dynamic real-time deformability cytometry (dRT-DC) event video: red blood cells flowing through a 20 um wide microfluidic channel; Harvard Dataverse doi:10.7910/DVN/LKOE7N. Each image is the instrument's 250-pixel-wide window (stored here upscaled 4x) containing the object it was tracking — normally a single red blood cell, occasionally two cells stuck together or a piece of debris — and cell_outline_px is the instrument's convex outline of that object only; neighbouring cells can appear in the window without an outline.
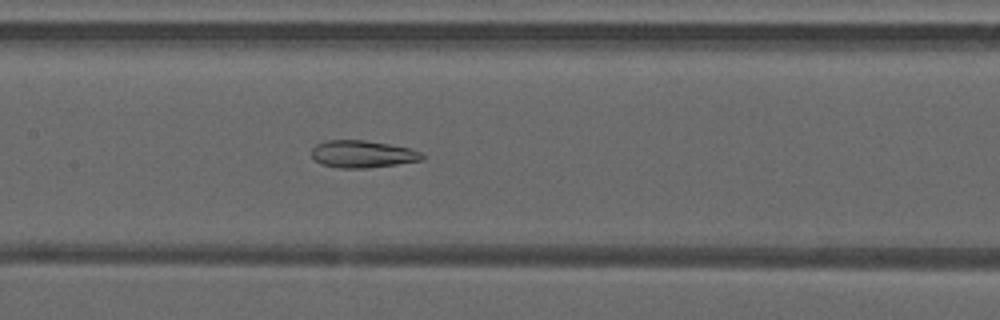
{"species": "common noctule bat (a hibernating species)", "species_latin": "Nyctalus noctula", "temperature_condition": "warm", "stored_images_in_passage": 48, "camera_frame_rate_fps": 3000, "um_per_image_px": 0.085, "animal": {"sex": "male", "forearm_length_mm": 52.5}, "frame": {"image": 1, "passage_image": 23, "time_ms": 7.333, "image_size_px": [1000, 320], "cell_outline_px": [[424, 160], [368, 168], [340, 168], [320, 164], [312, 156], [312, 148], [316, 144], [328, 140], [364, 140], [412, 148], [420, 152], [424, 156]], "centroid_in_image_um": [30.82, 13.1], "position_along_channel_um": 176.6, "area_um2": 17.57}}
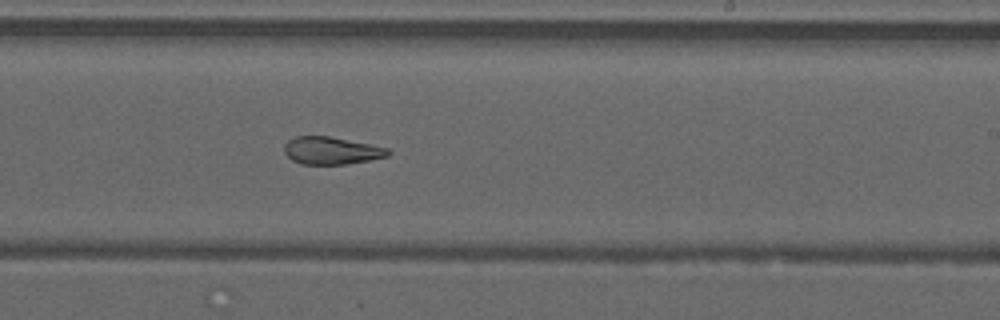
{"frame": {"image": 2, "passage_image": 29, "time_ms": 9.333, "image_size_px": [1000, 320], "cell_outline_px": [[392, 152], [388, 156], [368, 160], [344, 164], [300, 164], [292, 160], [284, 152], [284, 144], [288, 140], [296, 136], [328, 136], [388, 148]], "centroid_in_image_um": [28.14, 12.8], "position_along_channel_um": 260.9, "area_um2": 16.47}}
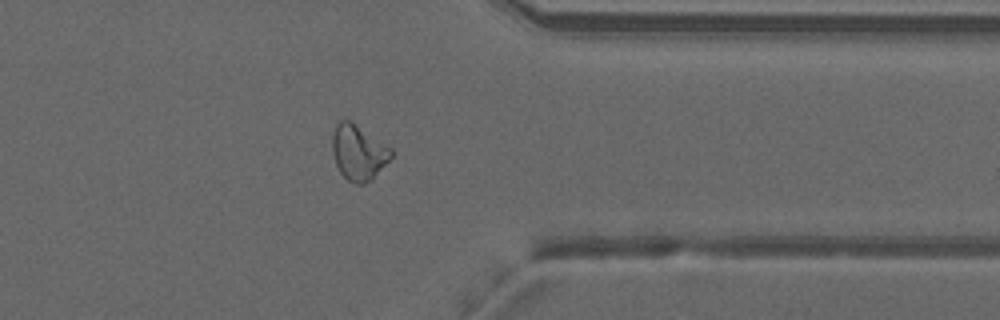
{"frame": {"image": 3, "passage_image": 38, "time_ms": 12.333, "image_size_px": [1000, 320], "cell_outline_px": [[392, 156], [372, 180], [364, 184], [356, 184], [348, 180], [340, 172], [336, 164], [332, 152], [332, 136], [336, 124], [340, 120], [348, 120], [392, 148]], "centroid_in_image_um": [30.46, 12.98], "position_along_channel_um": 380.9, "area_um2": 18.73}, "authors_computed_cell_mechanics": {"area_um2": 20.6057, "velocity_mm_per_s": 4.2371, "shape_relaxation_time_tau1_ms": null, "shape_relaxation_time_tau2_ms": 2.0752, "deformation_change_tau1": null, "deformation_change_tau2": 0.0814}}